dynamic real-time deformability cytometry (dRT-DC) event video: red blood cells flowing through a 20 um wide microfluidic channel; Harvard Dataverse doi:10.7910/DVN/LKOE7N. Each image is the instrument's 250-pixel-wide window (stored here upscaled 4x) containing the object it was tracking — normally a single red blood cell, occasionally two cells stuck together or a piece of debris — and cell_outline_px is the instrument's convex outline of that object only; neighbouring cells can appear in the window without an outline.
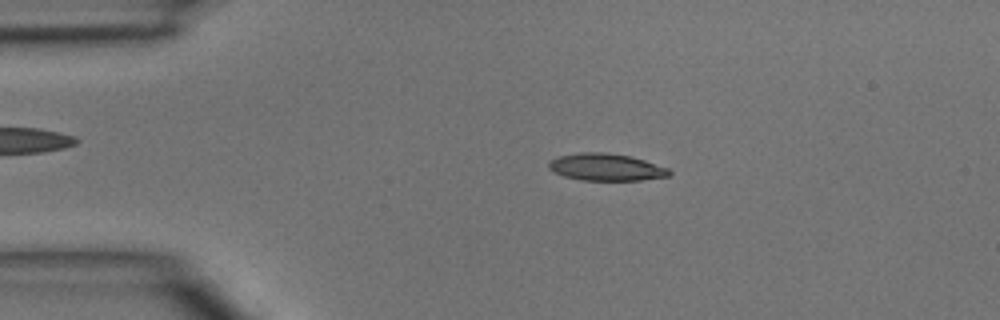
{"species": "common noctule bat (a hibernating species)", "species_latin": "Nyctalus noctula", "temperature_condition": "room temperature", "stored_images_in_passage": 4, "camera_frame_rate_fps": 3000, "um_per_image_px": 0.085, "animal": {"sex": "male", "body_mass_g": 15.6}, "frame": {"image": 1, "passage_image": 3, "time_ms": 2.333, "image_size_px": [1000, 320], "cell_outline_px": [[672, 172], [668, 176], [640, 180], [580, 180], [564, 176], [548, 168], [548, 160], [560, 156], [580, 152], [608, 152], [632, 156], [668, 168]], "centroid_in_image_um": [51.51, 14.2], "position_along_channel_um": 33.5, "area_um2": 19.07}}